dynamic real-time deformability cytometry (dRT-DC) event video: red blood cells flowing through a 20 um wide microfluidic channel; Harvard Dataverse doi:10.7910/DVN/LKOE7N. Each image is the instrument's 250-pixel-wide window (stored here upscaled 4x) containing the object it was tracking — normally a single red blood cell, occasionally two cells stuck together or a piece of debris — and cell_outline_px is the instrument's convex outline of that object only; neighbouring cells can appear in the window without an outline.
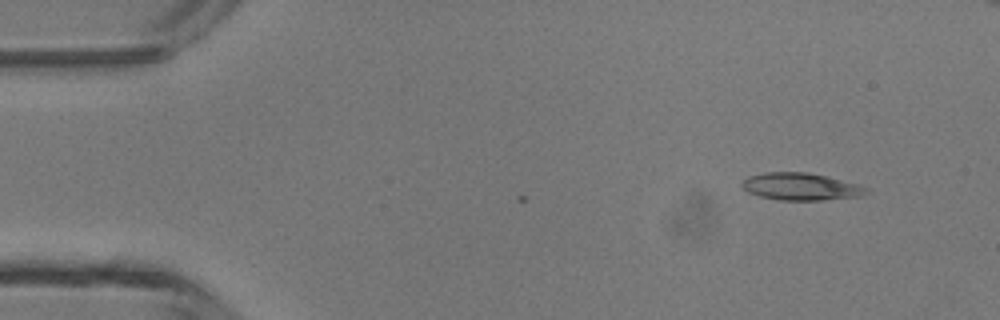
{"species": "common noctule bat (a hibernating species)", "species_latin": "Nyctalus noctula", "temperature_condition": "room temperature", "stored_images_in_passage": 3, "camera_frame_rate_fps": 3000, "um_per_image_px": 0.085, "animal": {"sex": "male", "body_mass_g": 13.3}, "frame": {"image": 1, "passage_image": 1, "time_ms": 0.0, "image_size_px": [1000, 320], "cell_outline_px": [[868, 192], [860, 196], [820, 200], [780, 200], [760, 196], [748, 192], [740, 184], [748, 176], [764, 172], [808, 172], [856, 184], [868, 188]], "centroid_in_image_um": [68.02, 15.86], "position_along_channel_um": 17.0, "area_um2": 19.48}}